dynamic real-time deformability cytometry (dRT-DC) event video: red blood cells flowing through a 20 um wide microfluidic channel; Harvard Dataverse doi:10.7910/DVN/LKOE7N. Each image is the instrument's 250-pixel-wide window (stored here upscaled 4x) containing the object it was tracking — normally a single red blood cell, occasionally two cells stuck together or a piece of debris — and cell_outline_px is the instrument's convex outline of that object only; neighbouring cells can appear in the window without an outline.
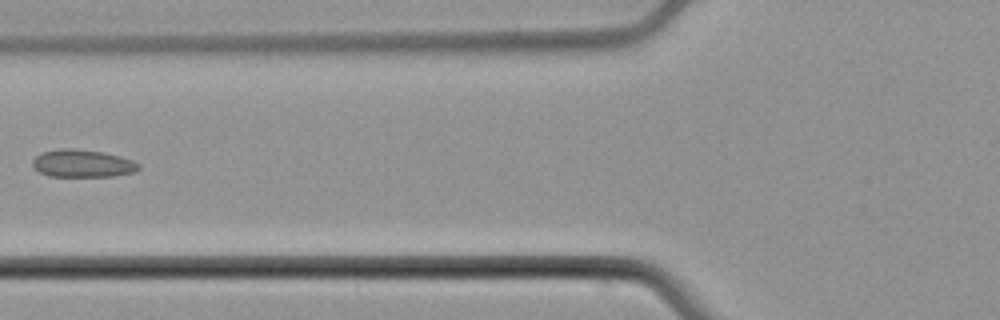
{"species": "common noctule bat (a hibernating species)", "species_latin": "Nyctalus noctula", "temperature_condition": "cold", "stored_images_in_passage": 5, "camera_frame_rate_fps": 3000, "um_per_image_px": 0.085, "animal": {"sex": "male", "body_mass_g": 21.5, "forearm_length_mm": 52.0}, "frame": {"image": 1, "passage_image": 5, "time_ms": 5.667, "image_size_px": [1000, 320], "cell_outline_px": [[140, 168], [136, 172], [112, 176], [48, 176], [32, 168], [32, 160], [40, 152], [60, 148], [72, 148], [104, 152], [120, 156], [132, 160], [140, 164]], "centroid_in_image_um": [7.0, 13.89], "position_along_channel_um": 118.8, "area_um2": 17.28}}